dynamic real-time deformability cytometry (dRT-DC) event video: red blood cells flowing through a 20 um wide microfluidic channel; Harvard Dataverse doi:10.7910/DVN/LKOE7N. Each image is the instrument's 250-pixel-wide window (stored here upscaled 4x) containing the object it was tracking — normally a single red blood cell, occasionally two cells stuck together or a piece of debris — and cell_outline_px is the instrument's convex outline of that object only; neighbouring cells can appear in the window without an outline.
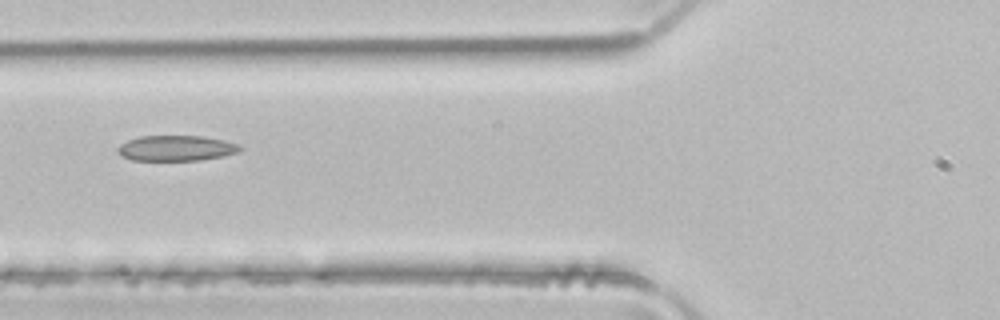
{"species": "common noctule bat (a hibernating species)", "species_latin": "Nyctalus noctula", "temperature_condition": "room temperature", "stored_images_in_passage": 5, "camera_frame_rate_fps": 3000, "um_per_image_px": 0.085, "animal": {"sex": "male", "body_mass_g": 21.5, "forearm_length_mm": 52.0}, "frame": {"image": 1, "passage_image": 4, "time_ms": 1.0, "image_size_px": [1000, 320], "cell_outline_px": [[244, 148], [236, 152], [220, 156], [200, 160], [132, 160], [120, 156], [116, 152], [116, 148], [120, 144], [128, 140], [140, 136], [204, 136], [224, 140], [240, 144]], "centroid_in_image_um": [14.94, 12.59], "position_along_channel_um": 110.9, "area_um2": 18.21}}
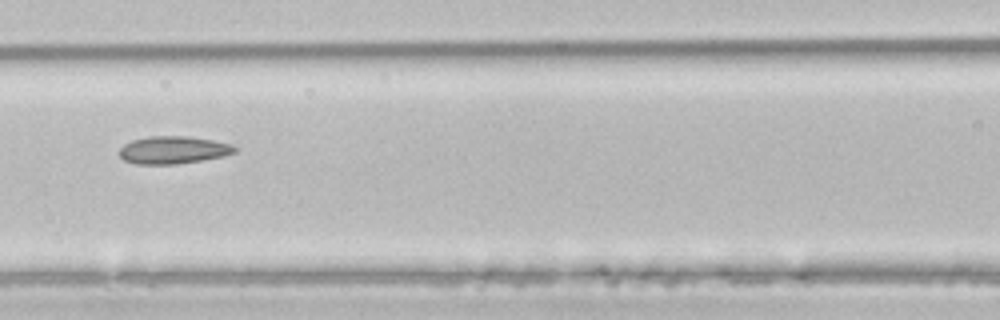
{"frame": {"image": 2, "passage_image": 5, "time_ms": 1.333, "image_size_px": [1000, 320], "cell_outline_px": [[240, 148], [236, 152], [224, 156], [176, 164], [136, 164], [124, 160], [120, 156], [120, 148], [124, 144], [132, 140], [148, 136], [188, 136], [212, 140], [232, 144]], "centroid_in_image_um": [14.75, 12.74], "position_along_channel_um": 151.8, "area_um2": 18.61}}